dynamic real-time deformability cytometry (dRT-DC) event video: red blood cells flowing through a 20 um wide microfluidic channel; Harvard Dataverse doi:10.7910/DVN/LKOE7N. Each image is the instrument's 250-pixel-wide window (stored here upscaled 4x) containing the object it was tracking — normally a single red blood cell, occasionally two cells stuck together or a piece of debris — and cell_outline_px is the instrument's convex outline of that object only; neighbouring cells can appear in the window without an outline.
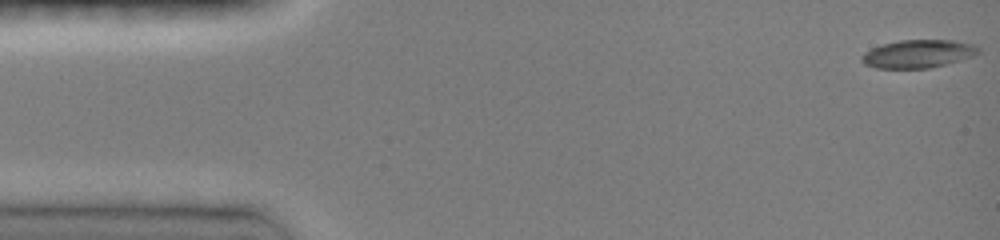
{"species": "common noctule bat (a hibernating species)", "species_latin": "Nyctalus noctula", "temperature_condition": "room temperature", "stored_images_in_passage": 63, "camera_frame_rate_fps": 3000, "um_per_image_px": 0.085, "animal": {"sex": "female", "body_mass_g": 19.0, "forearm_length_mm": 51.5}, "frame": {"image": 1, "passage_image": 1, "time_ms": 0.0, "image_size_px": [1000, 240], "cell_outline_px": [[980, 52], [972, 56], [960, 60], [928, 68], [876, 68], [864, 64], [860, 60], [860, 56], [864, 52], [872, 48], [884, 44], [900, 40], [952, 40], [972, 44], [980, 48]], "centroid_in_image_um": [78.01, 4.57], "position_along_channel_um": 7.0, "area_um2": 18.96}}
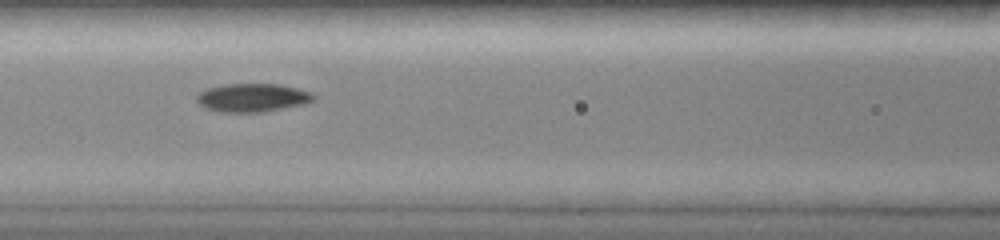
{"frame": {"image": 2, "passage_image": 19, "time_ms": 6.333, "image_size_px": [1000, 240], "cell_outline_px": [[316, 96], [312, 100], [304, 104], [264, 112], [224, 112], [208, 108], [200, 104], [196, 100], [196, 96], [200, 92], [208, 88], [224, 84], [280, 84], [312, 92]], "centroid_in_image_um": [21.48, 8.29], "position_along_channel_um": 145.1, "area_um2": 19.19}}
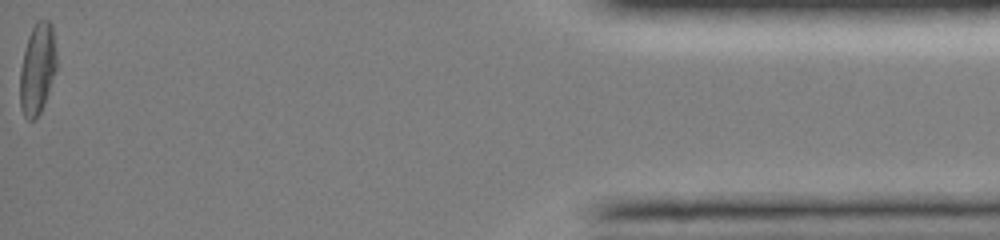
{"frame": {"image": 3, "passage_image": 62, "time_ms": 15.333, "image_size_px": [1000, 240], "cell_outline_px": [[56, 68], [44, 104], [40, 112], [32, 120], [28, 120], [24, 116], [20, 108], [20, 68], [28, 36], [36, 20], [48, 20], [52, 24], [56, 52]], "centroid_in_image_um": [3.17, 5.83], "position_along_channel_um": 432.0, "area_um2": 19.31}, "authors_computed_cell_mechanics": {"area_um2": 18.8428, "velocity_mm_per_s": 4.1247, "shape_relaxation_time_tau1_ms": 8.9605, "shape_relaxation_time_tau2_ms": 6.4411, "deformation_change_tau1": 0.2475, "deformation_change_tau2": 0.0852}}